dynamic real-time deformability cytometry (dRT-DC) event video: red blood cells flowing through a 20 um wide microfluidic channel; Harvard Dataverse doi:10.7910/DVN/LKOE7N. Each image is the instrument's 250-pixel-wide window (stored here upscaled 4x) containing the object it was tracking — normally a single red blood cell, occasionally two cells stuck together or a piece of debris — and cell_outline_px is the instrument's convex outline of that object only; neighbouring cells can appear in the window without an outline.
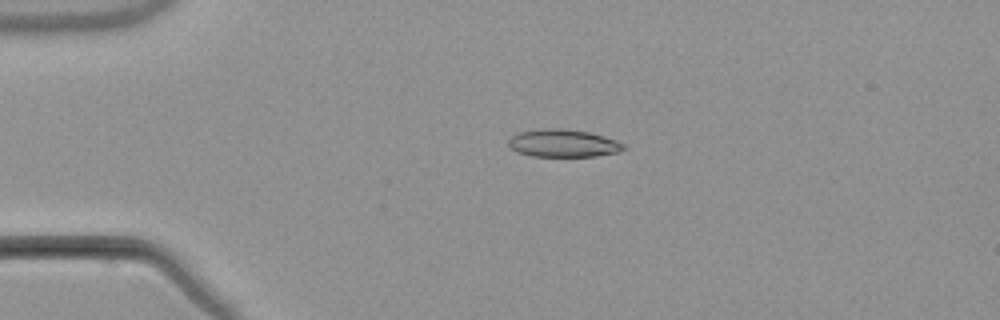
{"species": "common noctule bat (a hibernating species)", "species_latin": "Nyctalus noctula", "temperature_condition": "warm", "stored_images_in_passage": 4, "camera_frame_rate_fps": 3000, "um_per_image_px": 0.085, "animal": {"sex": "male", "body_mass_g": 21.5, "forearm_length_mm": 52.0}, "frame": {"image": 1, "passage_image": 3, "time_ms": 2.667, "image_size_px": [1000, 320], "cell_outline_px": [[628, 148], [620, 152], [596, 156], [532, 156], [516, 152], [508, 148], [508, 140], [512, 136], [520, 132], [540, 128], [560, 128], [588, 132], [604, 136], [616, 140], [624, 144]], "centroid_in_image_um": [47.87, 12.18], "position_along_channel_um": 37.1, "area_um2": 18.79}}
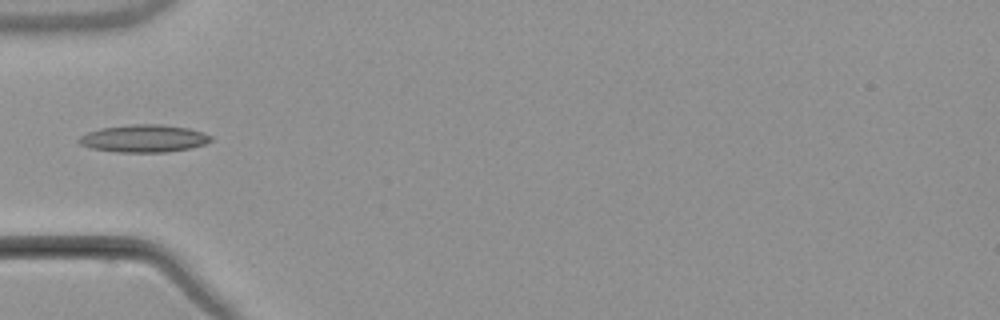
{"frame": {"image": 2, "passage_image": 4, "time_ms": 4.667, "image_size_px": [1000, 320], "cell_outline_px": [[212, 140], [204, 144], [188, 148], [168, 152], [116, 152], [92, 148], [80, 144], [76, 140], [80, 136], [88, 132], [100, 128], [132, 124], [160, 124], [188, 128], [204, 132], [212, 136]], "centroid_in_image_um": [12.22, 11.76], "position_along_channel_um": 72.8, "area_um2": 21.15}}